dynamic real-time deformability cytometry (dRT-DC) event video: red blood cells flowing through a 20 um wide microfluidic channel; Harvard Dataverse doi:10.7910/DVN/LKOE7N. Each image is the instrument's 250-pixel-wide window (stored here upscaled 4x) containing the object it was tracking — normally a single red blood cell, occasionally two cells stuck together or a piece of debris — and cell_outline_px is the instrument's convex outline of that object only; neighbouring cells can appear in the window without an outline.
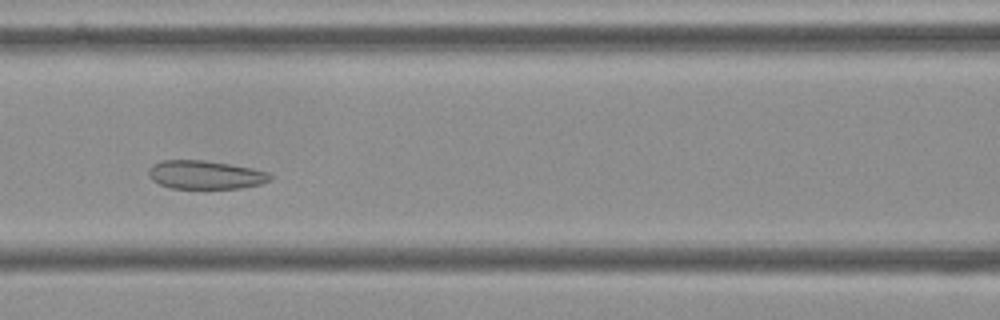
{"species": "Egyptian fruit bat (a non-hibernating species)", "species_latin": "Rousettus aegyptiacus", "temperature_condition": "cold", "stored_images_in_passage": 52, "camera_frame_rate_fps": 3000, "um_per_image_px": 0.085, "frame": {"image": 1, "passage_image": 20, "time_ms": 6.333, "image_size_px": [1000, 320], "cell_outline_px": [[272, 176], [268, 180], [260, 184], [240, 188], [172, 188], [160, 184], [152, 180], [148, 176], [148, 168], [152, 164], [160, 160], [204, 160], [252, 168], [272, 172]], "centroid_in_image_um": [17.43, 14.85], "position_along_channel_um": 149.2, "area_um2": 20.23}}
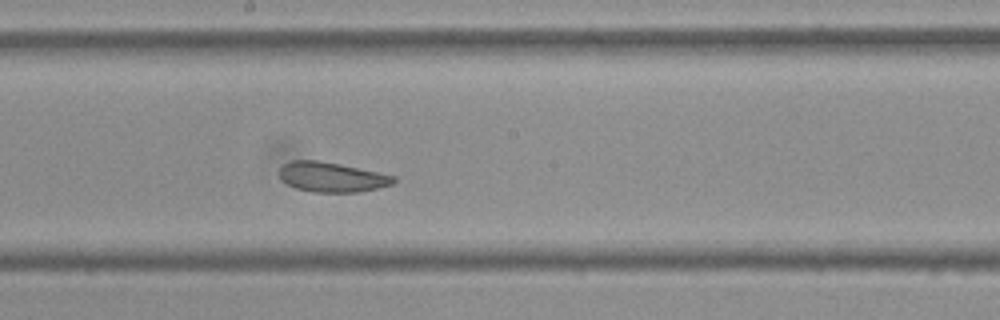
{"frame": {"image": 2, "passage_image": 26, "time_ms": 8.333, "image_size_px": [1000, 320], "cell_outline_px": [[396, 180], [392, 184], [360, 192], [312, 192], [296, 188], [280, 180], [280, 168], [284, 164], [292, 160], [316, 160], [340, 164], [396, 176]], "centroid_in_image_um": [28.19, 15.05], "position_along_channel_um": 220.0, "area_um2": 19.77}}
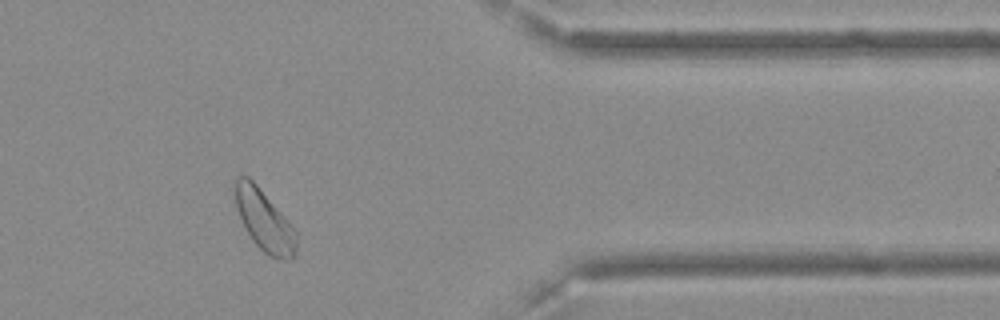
{"frame": {"image": 3, "passage_image": 42, "time_ms": 13.667, "image_size_px": [1000, 320], "cell_outline_px": [[296, 248], [292, 260], [280, 260], [264, 252], [252, 240], [236, 208], [232, 192], [232, 180], [236, 176], [248, 176], [256, 184], [292, 224], [296, 232]], "centroid_in_image_um": [22.42, 18.68], "position_along_channel_um": 389.0, "area_um2": 22.02}, "authors_computed_cell_mechanics": {"area_um2": 22.1085, "velocity_mm_per_s": 3.5568, "shape_relaxation_time_tau1_ms": null, "shape_relaxation_time_tau2_ms": 2.0414, "deformation_change_tau1": null, "deformation_change_tau2": 0.0574}}